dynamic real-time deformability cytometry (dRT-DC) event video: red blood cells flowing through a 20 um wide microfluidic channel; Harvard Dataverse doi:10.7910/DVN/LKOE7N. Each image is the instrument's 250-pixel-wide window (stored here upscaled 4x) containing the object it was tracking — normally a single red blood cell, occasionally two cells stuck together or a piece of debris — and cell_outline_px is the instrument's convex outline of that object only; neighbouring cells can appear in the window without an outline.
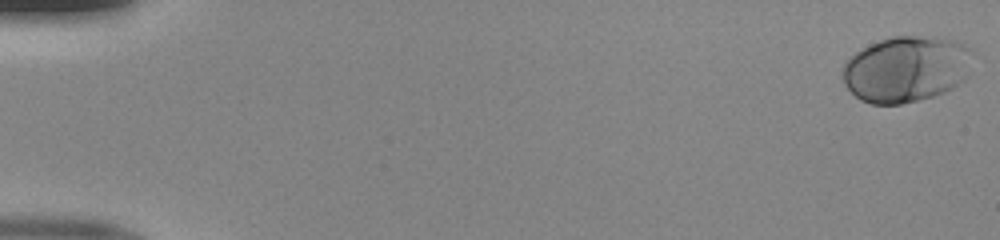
{"species": "human", "species_latin": "Homo sapiens", "temperature_condition": "room temperature", "stored_images_in_passage": 50, "camera_frame_rate_fps": 3000, "um_per_image_px": 0.085, "donor": {"sex": "male"}, "frame": {"image": 1, "passage_image": 1, "time_ms": 0.0, "image_size_px": [1000, 240], "cell_outline_px": [[972, 48], [964, 80], [952, 88], [944, 92], [932, 96], [900, 104], [872, 104], [860, 100], [844, 84], [844, 64], [856, 52], [880, 40], [892, 36], [916, 36], [956, 40]], "centroid_in_image_um": [77.02, 5.87], "position_along_channel_um": 8.0, "area_um2": 49.36}}
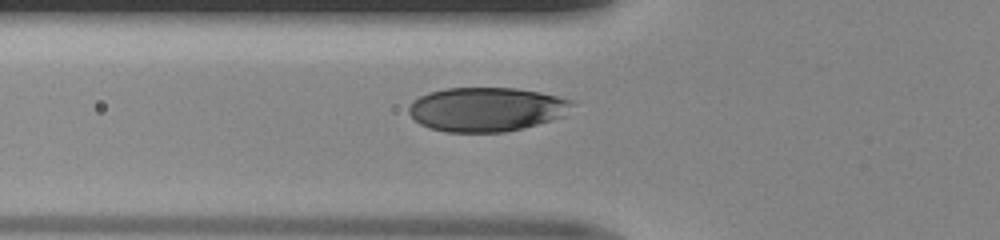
{"frame": {"image": 2, "passage_image": 19, "time_ms": 6.0, "image_size_px": [1000, 240], "cell_outline_px": [[576, 104], [564, 116], [552, 120], [524, 128], [504, 132], [448, 132], [428, 128], [420, 124], [408, 112], [408, 108], [420, 96], [428, 92], [444, 88], [516, 88], [540, 92], [572, 100]], "centroid_in_image_um": [41.38, 9.29], "position_along_channel_um": 84.4, "area_um2": 42.14}}
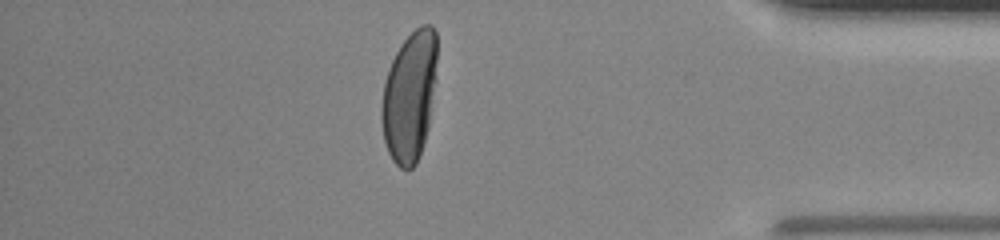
{"frame": {"image": 3, "passage_image": 44, "time_ms": 14.333, "image_size_px": [1000, 240], "cell_outline_px": [[436, 80], [428, 128], [416, 164], [412, 168], [400, 168], [392, 160], [388, 152], [384, 140], [380, 116], [380, 112], [384, 84], [388, 68], [400, 44], [420, 24], [432, 24], [436, 32]], "centroid_in_image_um": [34.8, 8.17], "position_along_channel_um": 400.4, "area_um2": 42.25}}